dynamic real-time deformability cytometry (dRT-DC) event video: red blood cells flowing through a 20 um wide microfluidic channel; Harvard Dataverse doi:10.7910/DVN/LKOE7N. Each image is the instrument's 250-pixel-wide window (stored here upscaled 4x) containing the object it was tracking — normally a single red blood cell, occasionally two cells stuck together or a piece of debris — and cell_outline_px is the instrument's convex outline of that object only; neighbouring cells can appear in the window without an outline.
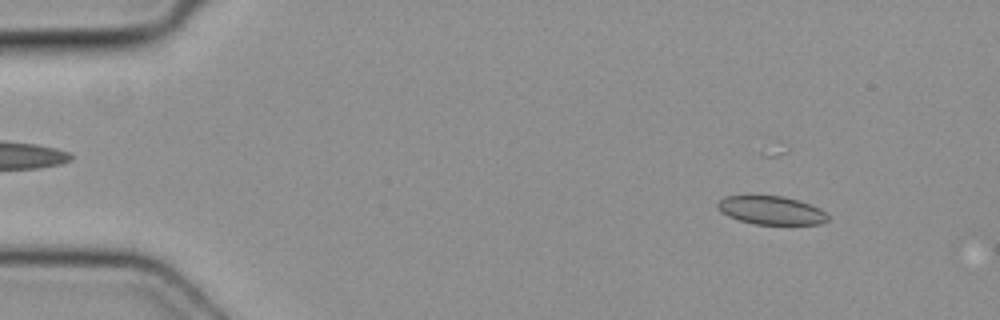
{"species": "common noctule bat (a hibernating species)", "species_latin": "Nyctalus noctula", "temperature_condition": "cold", "stored_images_in_passage": 51, "camera_frame_rate_fps": 3000, "um_per_image_px": 0.085, "animal": {"sex": "female", "body_mass_g": 19.3, "forearm_length_mm": 54.1}, "frame": {"image": 1, "passage_image": 6, "time_ms": 1.667, "image_size_px": [1000, 320], "cell_outline_px": [[828, 220], [820, 224], [756, 224], [740, 220], [728, 216], [720, 212], [716, 204], [724, 196], [784, 196], [800, 200], [820, 208], [828, 216]], "centroid_in_image_um": [65.55, 17.87], "position_along_channel_um": 19.4, "area_um2": 18.21}}
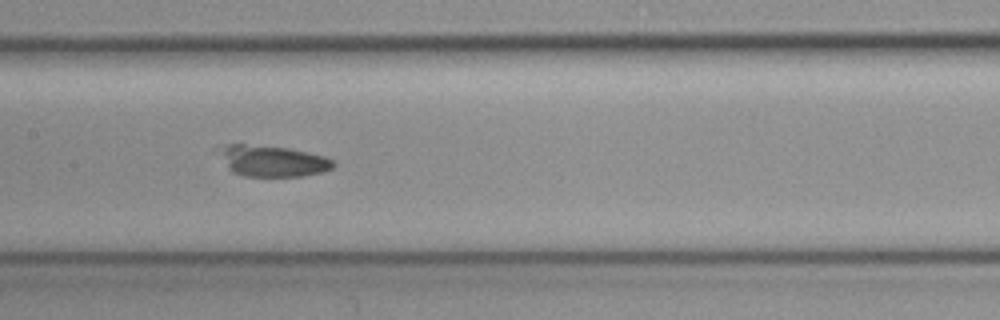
{"frame": {"image": 2, "passage_image": 25, "time_ms": 8.0, "image_size_px": [1000, 320], "cell_outline_px": [[336, 164], [332, 168], [324, 172], [304, 176], [244, 176], [232, 172], [228, 168], [224, 152], [224, 148], [228, 144], [244, 144], [288, 148], [308, 152], [324, 156], [336, 160]], "centroid_in_image_um": [23.32, 13.7], "position_along_channel_um": 184.1, "area_um2": 20.23}}
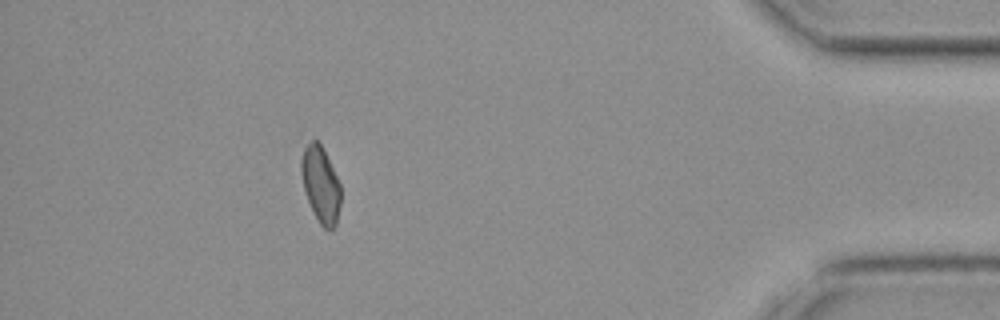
{"frame": {"image": 3, "passage_image": 45, "time_ms": 14.667, "image_size_px": [1000, 320], "cell_outline_px": [[340, 204], [336, 224], [332, 232], [328, 232], [320, 224], [308, 200], [304, 188], [300, 172], [300, 160], [308, 136], [316, 140], [320, 144], [340, 184]], "centroid_in_image_um": [27.23, 15.66], "position_along_channel_um": 408.0, "area_um2": 17.51}}